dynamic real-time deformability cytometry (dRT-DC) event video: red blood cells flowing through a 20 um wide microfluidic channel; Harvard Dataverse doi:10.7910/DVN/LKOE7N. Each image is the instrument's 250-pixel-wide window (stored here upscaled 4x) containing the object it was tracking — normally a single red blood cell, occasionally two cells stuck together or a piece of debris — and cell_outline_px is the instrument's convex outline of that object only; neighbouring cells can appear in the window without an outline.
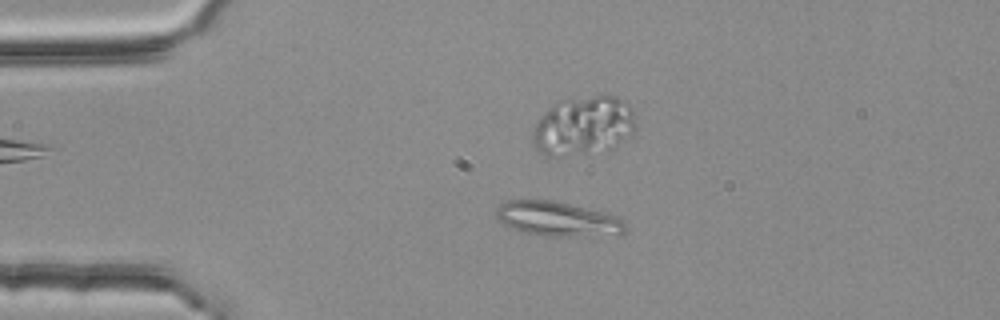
{"species": "common noctule bat (a hibernating species)", "species_latin": "Nyctalus noctula", "temperature_condition": "room temperature", "stored_images_in_passage": 3, "camera_frame_rate_fps": 3000, "um_per_image_px": 0.085, "animal": {"sex": "female", "body_mass_g": 25.1}, "frame": {"image": 1, "passage_image": 2, "time_ms": 0.333, "image_size_px": [1000, 320], "cell_outline_px": [[628, 224], [624, 232], [572, 236], [548, 236], [524, 232], [512, 228], [496, 220], [496, 208], [500, 204], [508, 200], [552, 200], [608, 212], [624, 220]], "centroid_in_image_um": [47.37, 18.58], "position_along_channel_um": 37.6, "area_um2": 25.89}}